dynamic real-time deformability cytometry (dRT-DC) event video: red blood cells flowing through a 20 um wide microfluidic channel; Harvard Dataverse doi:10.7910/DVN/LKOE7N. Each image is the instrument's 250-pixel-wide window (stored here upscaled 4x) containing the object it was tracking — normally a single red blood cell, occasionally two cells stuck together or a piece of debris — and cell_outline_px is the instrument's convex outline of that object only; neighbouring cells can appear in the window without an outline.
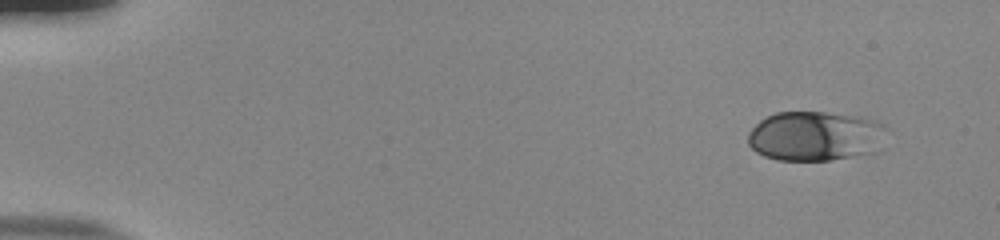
{"species": "human", "species_latin": "Homo sapiens", "temperature_condition": "room temperature", "stored_images_in_passage": 50, "camera_frame_rate_fps": 3000, "um_per_image_px": 0.085, "donor": {"sex": "male"}, "frame": {"image": 1, "passage_image": 1, "time_ms": 0.0, "image_size_px": [1000, 240], "cell_outline_px": [[892, 132], [880, 152], [832, 160], [776, 160], [764, 156], [756, 152], [748, 144], [748, 132], [760, 120], [776, 112], [824, 112], [860, 116], [876, 120], [884, 124]], "centroid_in_image_um": [69.44, 11.57], "position_along_channel_um": 15.6, "area_um2": 41.38}}
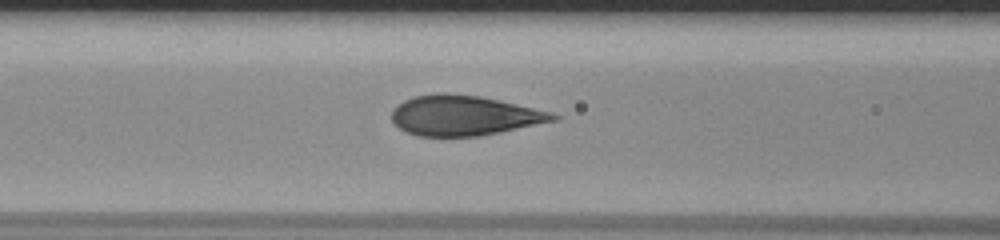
{"frame": {"image": 2, "passage_image": 20, "time_ms": 6.333, "image_size_px": [1000, 240], "cell_outline_px": [[560, 116], [556, 120], [500, 132], [480, 136], [416, 136], [404, 132], [392, 120], [392, 112], [404, 100], [412, 96], [440, 92], [448, 92], [480, 96], [500, 100], [552, 112]], "centroid_in_image_um": [39.44, 9.81], "position_along_channel_um": 127.2, "area_um2": 37.69}}
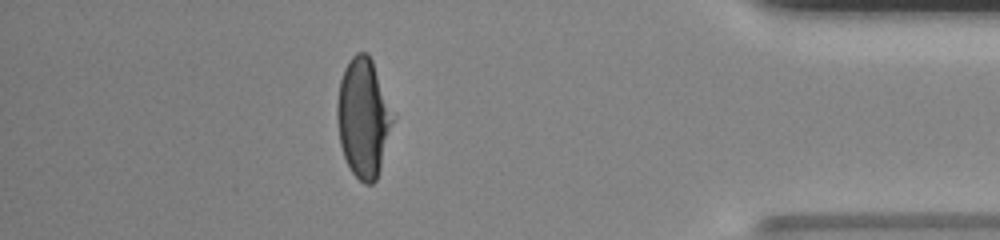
{"frame": {"image": 3, "passage_image": 44, "time_ms": 14.333, "image_size_px": [1000, 240], "cell_outline_px": [[396, 116], [380, 168], [376, 180], [372, 184], [364, 184], [352, 172], [344, 156], [340, 144], [336, 116], [336, 104], [340, 80], [344, 68], [348, 60], [356, 52], [368, 52], [372, 60]], "centroid_in_image_um": [30.9, 9.98], "position_along_channel_um": 404.3, "area_um2": 39.07}, "authors_computed_cell_mechanics": {"area_um2": 38.3792, "velocity_mm_per_s": 3.8968, "shape_relaxation_time_tau1_ms": 4.6262, "shape_relaxation_time_tau2_ms": null, "deformation_change_tau1": 0.1962, "deformation_change_tau2": null}}